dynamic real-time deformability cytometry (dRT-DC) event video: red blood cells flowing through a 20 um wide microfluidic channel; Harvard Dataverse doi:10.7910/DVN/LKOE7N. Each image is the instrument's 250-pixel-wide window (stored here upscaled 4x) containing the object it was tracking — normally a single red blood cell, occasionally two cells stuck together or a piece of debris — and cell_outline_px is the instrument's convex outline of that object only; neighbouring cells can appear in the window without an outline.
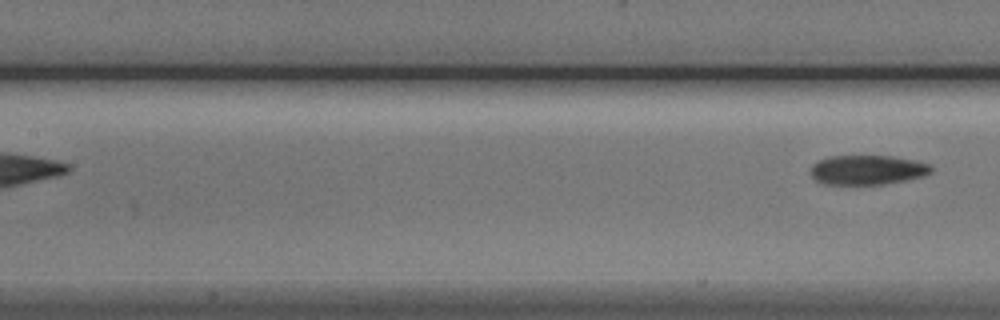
{"species": "Egyptian fruit bat (a non-hibernating species)", "species_latin": "Rousettus aegyptiacus", "temperature_condition": "cold", "stored_images_in_passage": 8, "segment_of_instrument_passage": [2, 2], "camera_frame_rate_fps": 3000, "um_per_image_px": 0.085, "animal": {"sex": "male"}, "frame": {"image": 1, "passage_image": 8, "time_ms": 8.333, "image_size_px": [1000, 320], "cell_outline_px": [[932, 172], [924, 176], [884, 184], [824, 184], [816, 180], [808, 172], [812, 164], [816, 160], [828, 156], [892, 156], [916, 160], [928, 164], [932, 168]], "centroid_in_image_um": [73.68, 14.43], "position_along_channel_um": 133.7, "area_um2": 20.92}}